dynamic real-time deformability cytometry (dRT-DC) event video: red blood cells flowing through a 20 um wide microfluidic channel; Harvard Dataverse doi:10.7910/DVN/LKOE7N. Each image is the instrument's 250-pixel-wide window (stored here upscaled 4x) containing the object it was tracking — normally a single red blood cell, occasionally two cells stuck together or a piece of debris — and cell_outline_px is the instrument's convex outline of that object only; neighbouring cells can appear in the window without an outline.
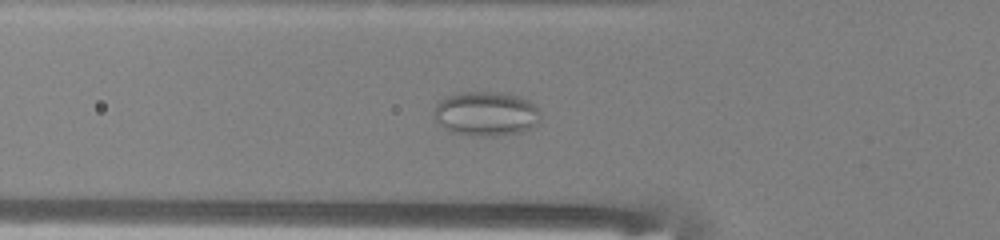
{"species": "common noctule bat (a hibernating species)", "species_latin": "Nyctalus noctula", "temperature_condition": "warm", "stored_images_in_passage": 48, "camera_frame_rate_fps": 3000, "um_per_image_px": 0.085, "animal": {"sex": "male", "body_mass_g": 13.0, "forearm_length_mm": 53.1}, "frame": {"image": 1, "passage_image": 15, "time_ms": 4.667, "image_size_px": [1000, 240], "cell_outline_px": [[540, 120], [532, 128], [520, 132], [496, 136], [484, 136], [452, 132], [444, 128], [432, 116], [432, 112], [436, 104], [444, 96], [460, 92], [504, 92], [520, 96], [536, 104], [540, 108]], "centroid_in_image_um": [41.32, 9.64], "position_along_channel_um": 84.5, "area_um2": 28.03}}
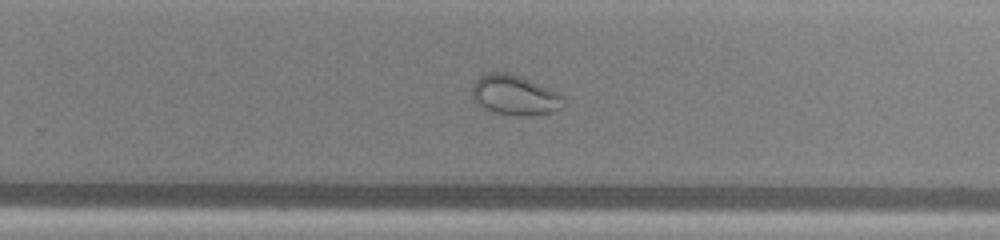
{"frame": {"image": 2, "passage_image": 30, "time_ms": 9.667, "image_size_px": [1000, 240], "cell_outline_px": [[564, 104], [560, 108], [552, 112], [528, 116], [516, 116], [496, 112], [484, 108], [472, 96], [472, 84], [480, 76], [488, 72], [508, 72], [524, 76], [560, 92], [564, 96]], "centroid_in_image_um": [43.8, 8.06], "position_along_channel_um": 286.0, "area_um2": 21.68}}
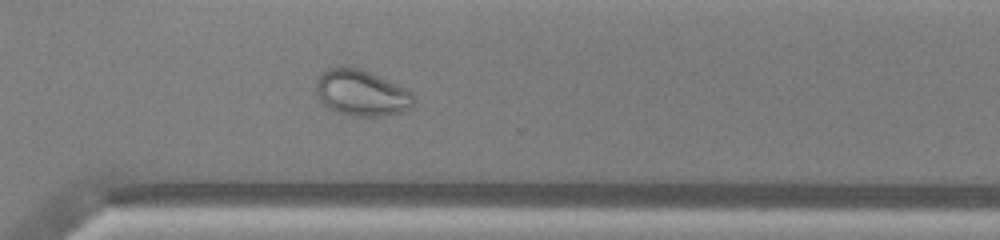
{"frame": {"image": 3, "passage_image": 34, "time_ms": 11.0, "image_size_px": [1000, 240], "cell_outline_px": [[412, 108], [400, 112], [376, 116], [356, 116], [340, 112], [328, 108], [320, 100], [316, 92], [316, 80], [320, 72], [336, 64], [360, 68], [396, 84], [412, 92]], "centroid_in_image_um": [30.66, 7.86], "position_along_channel_um": 339.9, "area_um2": 26.13}}